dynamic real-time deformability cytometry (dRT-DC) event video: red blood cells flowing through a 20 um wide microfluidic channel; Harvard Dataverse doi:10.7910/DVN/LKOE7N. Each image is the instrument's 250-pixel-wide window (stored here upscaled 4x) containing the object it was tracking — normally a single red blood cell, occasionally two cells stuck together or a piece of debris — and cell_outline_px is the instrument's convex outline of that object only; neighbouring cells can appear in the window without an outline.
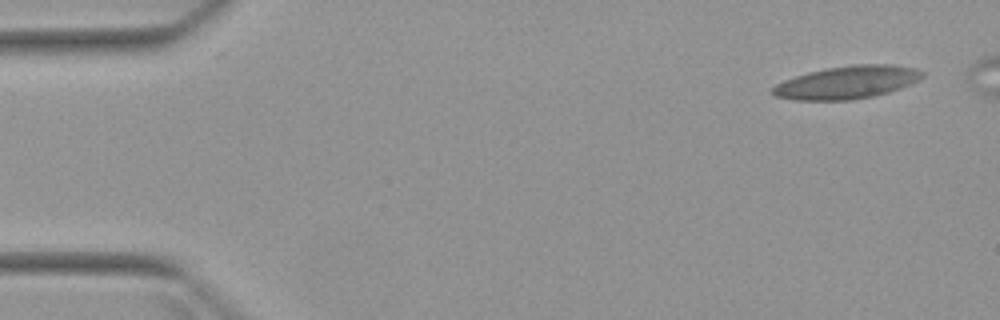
{"species": "Egyptian fruit bat (a non-hibernating species)", "species_latin": "Rousettus aegyptiacus", "temperature_condition": "warm", "stored_images_in_passage": 5, "camera_frame_rate_fps": 3000, "um_per_image_px": 0.085, "animal": {"sex": "female"}, "frame": {"image": 1, "passage_image": 1, "time_ms": 0.0, "image_size_px": [1000, 320], "cell_outline_px": [[924, 76], [920, 80], [912, 84], [888, 92], [872, 96], [852, 100], [796, 100], [776, 96], [768, 92], [776, 84], [784, 80], [808, 72], [828, 68], [852, 64], [892, 64], [916, 68], [924, 72]], "centroid_in_image_um": [72.02, 6.99], "position_along_channel_um": 13.0, "area_um2": 28.78}}